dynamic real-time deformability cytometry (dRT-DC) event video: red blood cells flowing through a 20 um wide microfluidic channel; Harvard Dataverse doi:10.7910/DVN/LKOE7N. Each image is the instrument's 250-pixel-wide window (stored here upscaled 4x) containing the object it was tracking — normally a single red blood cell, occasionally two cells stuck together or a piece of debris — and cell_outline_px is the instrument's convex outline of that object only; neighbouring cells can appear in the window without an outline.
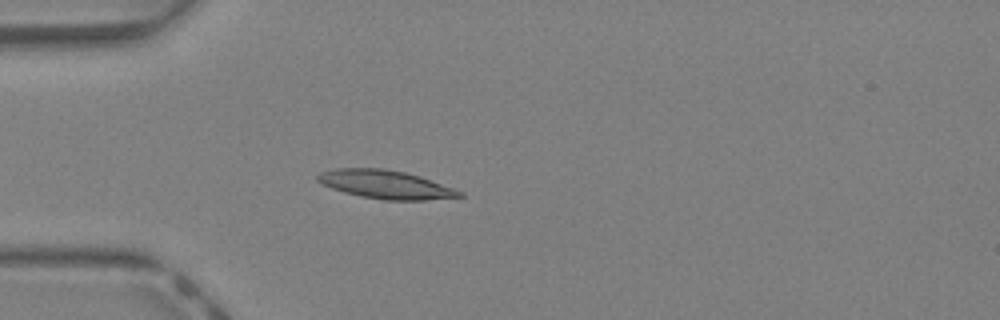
{"species": "Egyptian fruit bat (a non-hibernating species)", "species_latin": "Rousettus aegyptiacus", "temperature_condition": "warm", "stored_images_in_passage": 24, "camera_frame_rate_fps": 3000, "um_per_image_px": 0.085, "animal": {"sex": "female"}, "frame": {"image": 1, "passage_image": 3, "time_ms": 0.667, "image_size_px": [1000, 320], "cell_outline_px": [[464, 196], [424, 200], [384, 200], [360, 196], [344, 192], [332, 188], [316, 180], [316, 176], [320, 172], [336, 168], [384, 168], [404, 172], [420, 176], [464, 192]], "centroid_in_image_um": [32.77, 15.67], "position_along_channel_um": 52.2, "area_um2": 23.41}}
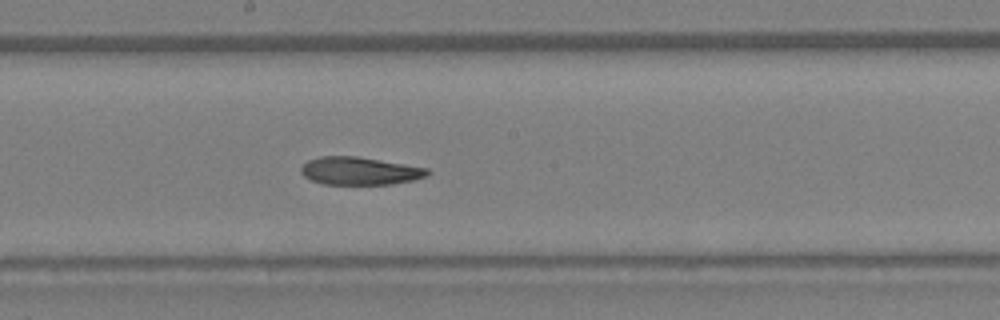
{"frame": {"image": 2, "passage_image": 14, "time_ms": 4.333, "image_size_px": [1000, 320], "cell_outline_px": [[432, 172], [428, 176], [412, 180], [392, 184], [324, 184], [312, 180], [304, 176], [300, 172], [300, 168], [308, 160], [320, 156], [356, 156], [428, 168]], "centroid_in_image_um": [30.58, 14.53], "position_along_channel_um": 217.6, "area_um2": 20.46}}
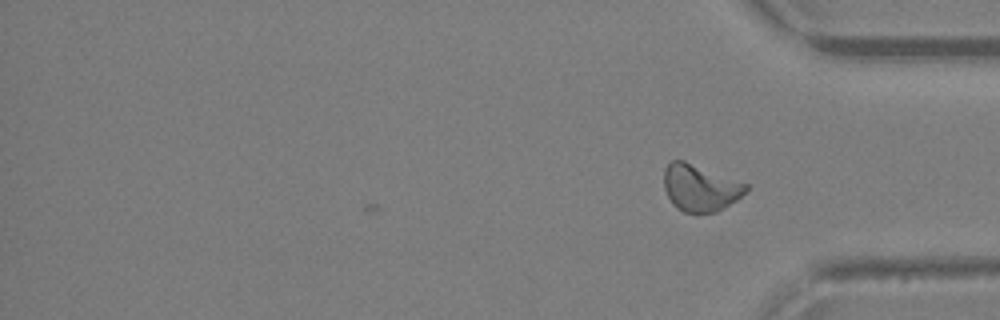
{"frame": {"image": 3, "passage_image": 24, "time_ms": 7.667, "image_size_px": [1000, 320], "cell_outline_px": [[748, 188], [736, 200], [724, 208], [716, 212], [684, 212], [676, 208], [672, 204], [664, 188], [664, 168], [672, 160], [684, 160], [748, 184]], "centroid_in_image_um": [59.48, 15.96], "position_along_channel_um": 375.7, "area_um2": 22.2}, "authors_computed_cell_mechanics": {"area_um2": 21.5594, "velocity_mm_per_s": 4.8313, "shape_relaxation_time_tau1_ms": null, "shape_relaxation_time_tau2_ms": 7.0916, "deformation_change_tau1": null, "deformation_change_tau2": 0.1717}}